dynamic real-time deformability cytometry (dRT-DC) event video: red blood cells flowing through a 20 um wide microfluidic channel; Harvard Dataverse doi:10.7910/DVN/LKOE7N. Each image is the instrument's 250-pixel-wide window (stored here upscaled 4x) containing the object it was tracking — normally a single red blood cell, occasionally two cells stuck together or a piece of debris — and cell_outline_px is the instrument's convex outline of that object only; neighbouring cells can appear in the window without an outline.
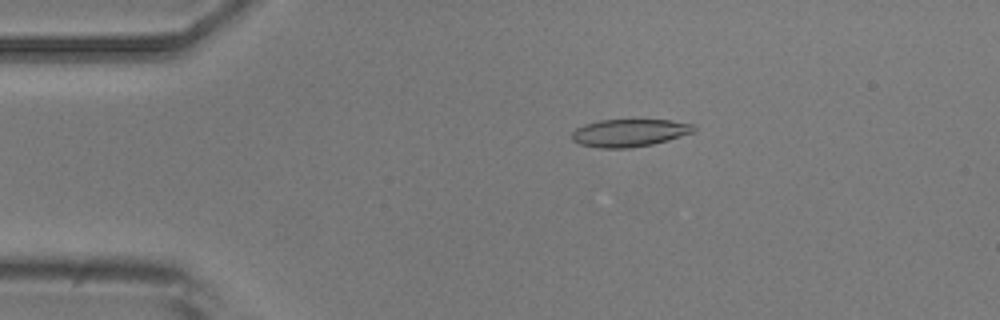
{"species": "common noctule bat (a hibernating species)", "species_latin": "Nyctalus noctula", "temperature_condition": "room temperature", "stored_images_in_passage": 3, "camera_frame_rate_fps": 3000, "um_per_image_px": 0.085, "animal": {"sex": "male", "body_mass_g": 20.5, "forearm_length_mm": 52.5}, "frame": {"image": 1, "passage_image": 1, "time_ms": 0.0, "image_size_px": [1000, 320], "cell_outline_px": [[696, 128], [692, 132], [668, 140], [652, 144], [632, 148], [600, 148], [580, 144], [572, 140], [572, 132], [576, 128], [584, 124], [600, 120], [672, 120], [696, 124]], "centroid_in_image_um": [53.5, 11.29], "position_along_channel_um": 31.5, "area_um2": 19.65}}
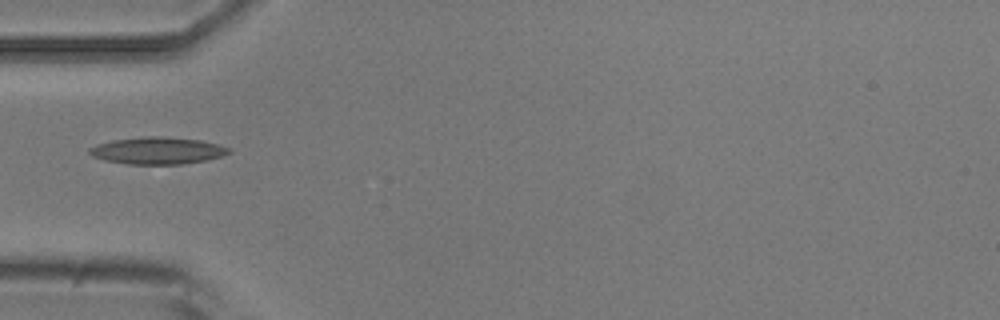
{"frame": {"image": 2, "passage_image": 3, "time_ms": 2.333, "image_size_px": [1000, 320], "cell_outline_px": [[232, 152], [208, 160], [184, 164], [128, 164], [104, 160], [92, 156], [88, 152], [88, 148], [96, 144], [112, 140], [140, 136], [160, 136], [200, 140], [220, 144], [228, 148]], "centroid_in_image_um": [13.37, 12.8], "position_along_channel_um": 71.6, "area_um2": 22.14}}